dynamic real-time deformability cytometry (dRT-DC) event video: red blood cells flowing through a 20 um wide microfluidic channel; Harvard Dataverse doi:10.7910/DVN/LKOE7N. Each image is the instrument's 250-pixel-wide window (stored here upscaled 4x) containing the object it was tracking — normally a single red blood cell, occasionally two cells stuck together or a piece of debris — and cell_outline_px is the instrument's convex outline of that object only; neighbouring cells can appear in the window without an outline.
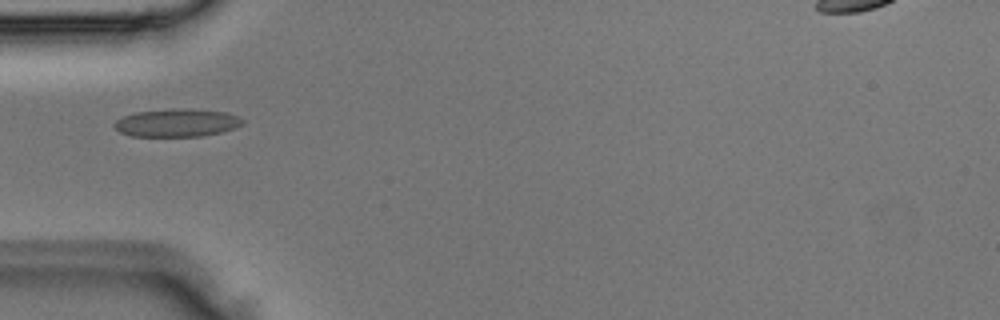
{"species": "Egyptian fruit bat (a non-hibernating species)", "species_latin": "Rousettus aegyptiacus", "temperature_condition": "room temperature", "stored_images_in_passage": 3, "camera_frame_rate_fps": 3000, "um_per_image_px": 0.085, "animal": {"sex": "male"}, "frame": {"image": 1, "passage_image": 3, "time_ms": 0.667, "image_size_px": [1000, 320], "cell_outline_px": [[244, 124], [236, 128], [204, 136], [132, 136], [120, 132], [112, 124], [116, 120], [124, 116], [136, 112], [184, 108], [188, 108], [224, 112], [240, 116], [244, 120]], "centroid_in_image_um": [15.08, 10.44], "position_along_channel_um": 69.9, "area_um2": 20.87}}